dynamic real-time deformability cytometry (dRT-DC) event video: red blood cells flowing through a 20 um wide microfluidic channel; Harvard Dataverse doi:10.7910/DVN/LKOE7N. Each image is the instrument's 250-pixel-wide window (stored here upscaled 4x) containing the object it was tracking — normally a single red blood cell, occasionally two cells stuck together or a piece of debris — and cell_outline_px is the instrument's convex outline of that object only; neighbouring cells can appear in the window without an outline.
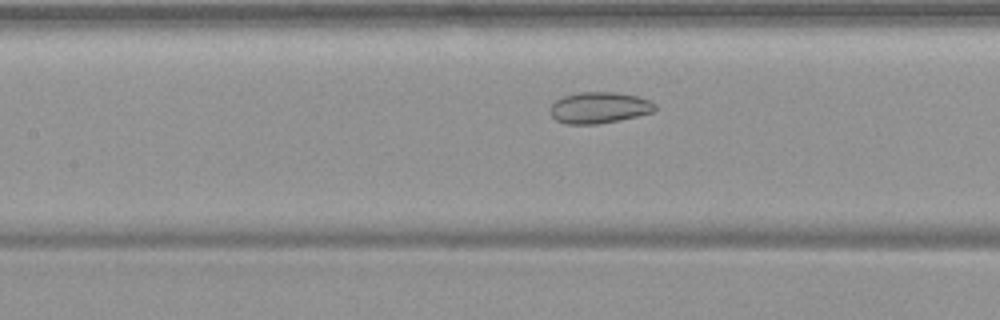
{"species": "common noctule bat (a hibernating species)", "species_latin": "Nyctalus noctula", "temperature_condition": "warm", "stored_images_in_passage": 47, "camera_frame_rate_fps": 3000, "um_per_image_px": 0.085, "animal": {"sex": "female", "body_mass_g": 19.9}, "frame": {"image": 1, "passage_image": 18, "time_ms": 5.667, "image_size_px": [1000, 320], "cell_outline_px": [[656, 108], [652, 112], [620, 120], [596, 124], [564, 124], [556, 120], [552, 116], [548, 108], [556, 100], [564, 96], [580, 92], [616, 92], [636, 96], [648, 100], [656, 104]], "centroid_in_image_um": [50.89, 9.15], "position_along_channel_um": 156.5, "area_um2": 19.07}}
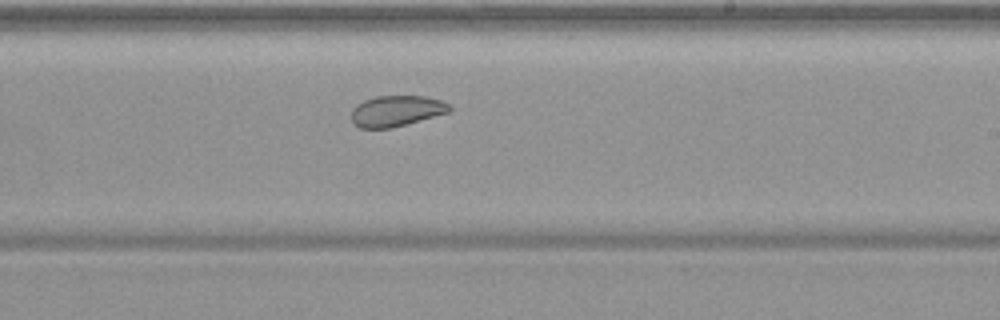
{"frame": {"image": 2, "passage_image": 26, "time_ms": 8.333, "image_size_px": [1000, 320], "cell_outline_px": [[452, 108], [448, 112], [392, 128], [360, 128], [352, 124], [352, 108], [356, 104], [364, 100], [376, 96], [424, 96], [440, 100], [448, 104]], "centroid_in_image_um": [33.64, 9.43], "position_along_channel_um": 255.4, "area_um2": 17.57}}
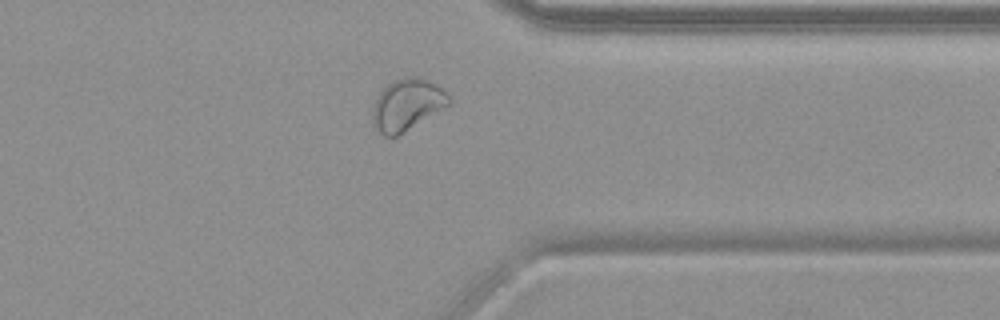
{"frame": {"image": 3, "passage_image": 36, "time_ms": 11.667, "image_size_px": [1000, 320], "cell_outline_px": [[452, 104], [396, 136], [384, 136], [372, 124], [372, 108], [380, 92], [388, 84], [404, 76], [416, 76], [428, 80], [444, 88], [452, 96]], "centroid_in_image_um": [34.65, 8.88], "position_along_channel_um": 376.7, "area_um2": 23.12}, "authors_computed_cell_mechanics": {"area_um2": 23.12, "velocity_mm_per_s": 3.7265, "shape_relaxation_time_tau1_ms": null, "shape_relaxation_time_tau2_ms": 1.8431, "deformation_change_tau1": null, "deformation_change_tau2": 0.0671}}